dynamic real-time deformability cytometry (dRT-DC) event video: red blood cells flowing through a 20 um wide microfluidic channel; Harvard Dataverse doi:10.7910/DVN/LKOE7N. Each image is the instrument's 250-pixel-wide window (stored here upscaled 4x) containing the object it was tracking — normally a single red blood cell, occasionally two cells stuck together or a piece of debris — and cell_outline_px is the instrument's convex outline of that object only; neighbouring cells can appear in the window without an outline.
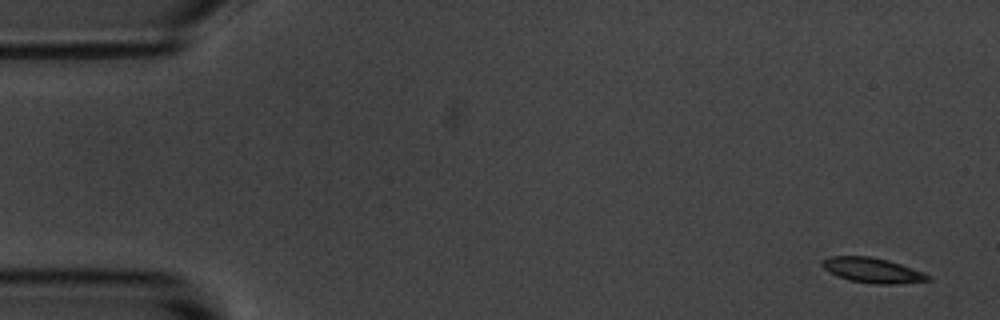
{"species": "common noctule bat (a hibernating species)", "species_latin": "Nyctalus noctula", "temperature_condition": "room temperature", "stored_images_in_passage": 4, "camera_frame_rate_fps": 3000, "um_per_image_px": 0.085, "animal": {"sex": "male", "body_mass_g": 20.1, "forearm_length_mm": 53.5}, "frame": {"image": 1, "passage_image": 1, "time_ms": 0.0, "image_size_px": [1000, 320], "cell_outline_px": [[932, 280], [896, 284], [876, 284], [848, 280], [836, 276], [824, 268], [820, 264], [820, 260], [832, 256], [872, 256], [888, 260], [924, 272], [932, 276]], "centroid_in_image_um": [74.16, 22.97], "position_along_channel_um": 10.8, "area_um2": 15.61}}
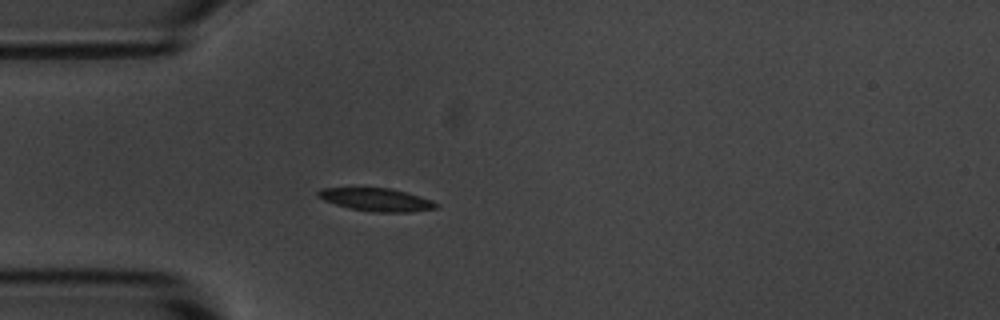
{"frame": {"image": 2, "passage_image": 4, "time_ms": 4.333, "image_size_px": [1000, 320], "cell_outline_px": [[440, 204], [436, 208], [412, 212], [372, 212], [348, 208], [324, 200], [316, 196], [316, 192], [320, 188], [392, 188], [408, 192], [432, 200]], "centroid_in_image_um": [32.01, 16.97], "position_along_channel_um": 53.0, "area_um2": 15.95}}